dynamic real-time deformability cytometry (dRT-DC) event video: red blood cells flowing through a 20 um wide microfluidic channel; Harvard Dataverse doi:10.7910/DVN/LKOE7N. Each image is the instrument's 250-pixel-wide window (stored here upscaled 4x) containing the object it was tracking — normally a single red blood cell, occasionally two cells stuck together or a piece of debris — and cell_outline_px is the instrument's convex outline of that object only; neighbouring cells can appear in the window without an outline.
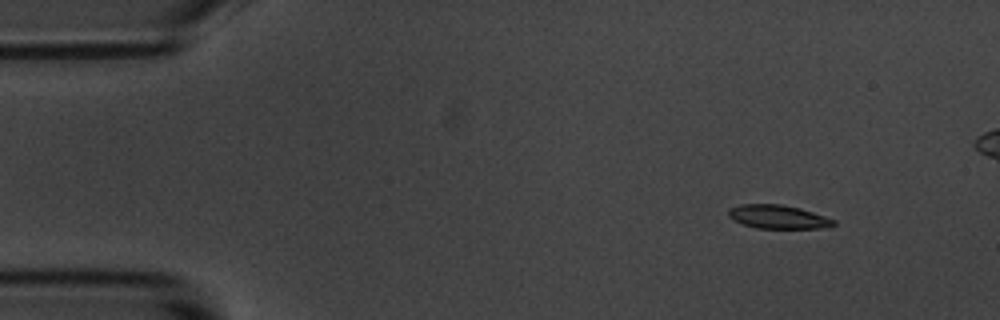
{"species": "common noctule bat (a hibernating species)", "species_latin": "Nyctalus noctula", "temperature_condition": "room temperature", "stored_images_in_passage": 5, "segment_of_instrument_passage": [1, 2], "camera_frame_rate_fps": 3000, "um_per_image_px": 0.085, "animal": {"sex": "male", "body_mass_g": 20.1, "forearm_length_mm": 53.5}, "frame": {"image": 1, "passage_image": 1, "time_ms": 0.0, "image_size_px": [1000, 320], "cell_outline_px": [[836, 224], [820, 228], [756, 228], [744, 224], [728, 216], [728, 208], [740, 204], [780, 204], [800, 208], [836, 220]], "centroid_in_image_um": [66.12, 18.42], "position_along_channel_um": 18.9, "area_um2": 14.33}}